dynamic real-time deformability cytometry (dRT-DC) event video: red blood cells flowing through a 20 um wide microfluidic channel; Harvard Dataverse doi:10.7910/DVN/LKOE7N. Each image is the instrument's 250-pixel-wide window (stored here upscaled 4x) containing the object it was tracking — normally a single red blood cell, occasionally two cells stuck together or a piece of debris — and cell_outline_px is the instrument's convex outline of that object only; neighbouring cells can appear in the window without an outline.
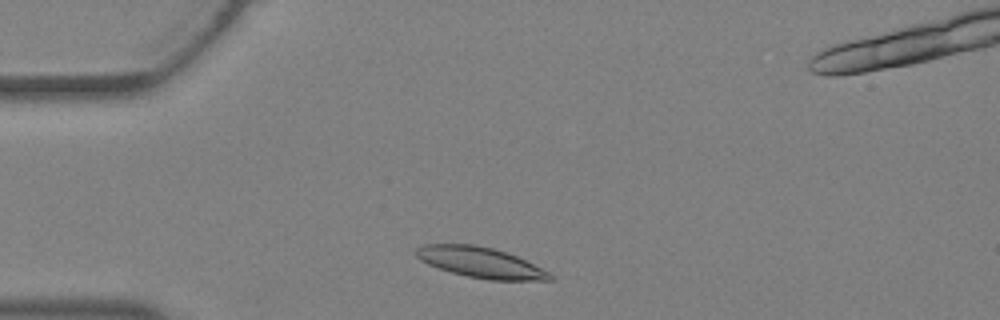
{"species": "Egyptian fruit bat (a non-hibernating species)", "species_latin": "Rousettus aegyptiacus", "temperature_condition": "warm", "stored_images_in_passage": 24, "camera_frame_rate_fps": 3000, "um_per_image_px": 0.085, "animal": {"sex": "female"}, "frame": {"image": 1, "passage_image": 3, "time_ms": 0.667, "image_size_px": [1000, 320], "cell_outline_px": [[556, 280], [488, 280], [468, 276], [452, 272], [428, 264], [420, 260], [416, 256], [416, 248], [424, 244], [472, 244], [492, 248], [516, 256], [556, 276]], "centroid_in_image_um": [40.85, 22.31], "position_along_channel_um": 44.2, "area_um2": 23.52}}
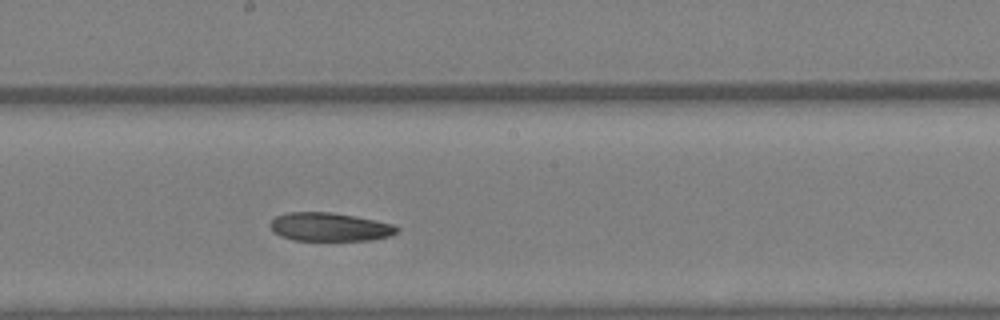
{"frame": {"image": 2, "passage_image": 14, "time_ms": 4.333, "image_size_px": [1000, 320], "cell_outline_px": [[400, 228], [396, 232], [388, 236], [372, 240], [296, 240], [280, 236], [272, 232], [268, 224], [276, 216], [288, 212], [332, 212], [356, 216], [376, 220], [392, 224]], "centroid_in_image_um": [27.99, 19.28], "position_along_channel_um": 220.2, "area_um2": 21.1}}
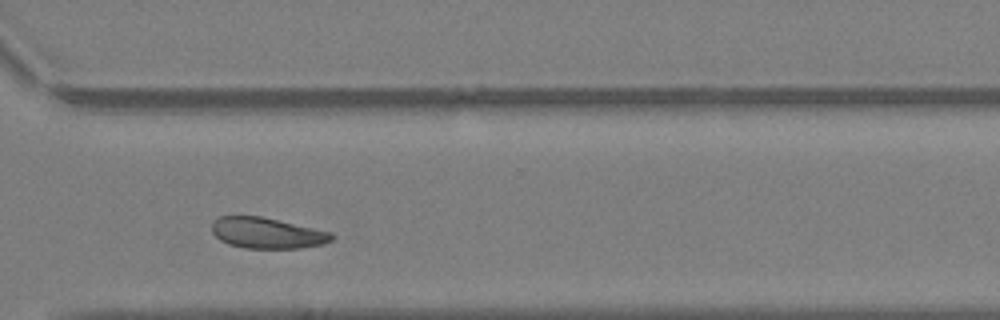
{"frame": {"image": 3, "passage_image": 21, "time_ms": 6.667, "image_size_px": [1000, 320], "cell_outline_px": [[336, 236], [332, 240], [324, 244], [300, 248], [244, 248], [228, 244], [220, 240], [212, 232], [212, 224], [220, 216], [260, 216], [332, 232]], "centroid_in_image_um": [22.73, 19.81], "position_along_channel_um": 347.9, "area_um2": 21.5}}